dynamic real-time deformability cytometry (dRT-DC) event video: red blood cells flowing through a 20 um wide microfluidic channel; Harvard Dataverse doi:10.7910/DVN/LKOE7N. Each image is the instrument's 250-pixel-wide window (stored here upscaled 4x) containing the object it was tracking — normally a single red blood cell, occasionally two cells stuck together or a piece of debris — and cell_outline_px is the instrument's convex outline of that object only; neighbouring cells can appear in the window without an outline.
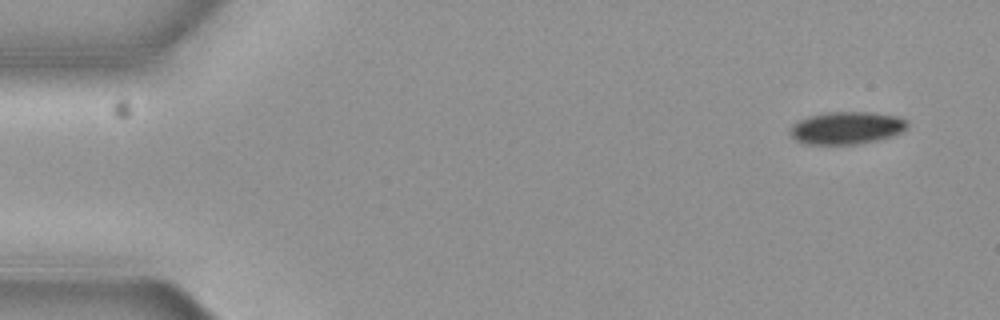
{"species": "common noctule bat (a hibernating species)", "species_latin": "Nyctalus noctula", "temperature_condition": "cold", "stored_images_in_passage": 6, "segment_of_instrument_passage": [2, 2], "camera_frame_rate_fps": 3000, "um_per_image_px": 0.085, "animal": {"sex": "female", "body_mass_g": 19.3, "forearm_length_mm": 54.1}, "frame": {"image": 1, "passage_image": 6, "time_ms": 1.667, "image_size_px": [1000, 320], "cell_outline_px": [[908, 128], [892, 136], [876, 140], [856, 144], [804, 144], [796, 140], [788, 132], [800, 120], [808, 116], [828, 112], [872, 112], [896, 116], [904, 120], [908, 124]], "centroid_in_image_um": [71.96, 10.87], "position_along_channel_um": 13.0, "area_um2": 21.96}}